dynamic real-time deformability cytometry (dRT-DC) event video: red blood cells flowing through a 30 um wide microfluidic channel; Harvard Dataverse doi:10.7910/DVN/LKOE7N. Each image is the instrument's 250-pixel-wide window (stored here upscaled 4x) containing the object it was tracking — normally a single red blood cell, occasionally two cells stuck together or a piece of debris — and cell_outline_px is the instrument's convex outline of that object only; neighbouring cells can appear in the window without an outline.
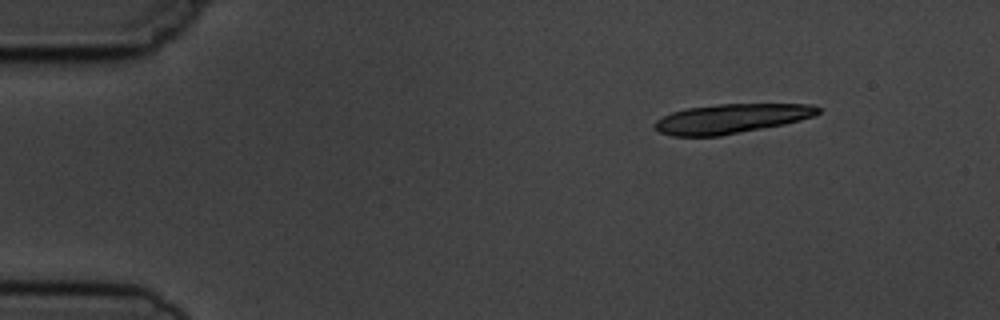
{"species": "common noctule bat (a hibernating species)", "species_latin": "Nyctalus noctula", "temperature_condition": "cold", "stored_images_in_passage": 4, "camera_frame_rate_fps": 3000, "um_per_image_px": 0.085, "animal": {"sex": "male", "body_mass_g": 19.5, "forearm_length_mm": 54.6}, "frame": {"image": 1, "passage_image": 1, "time_ms": 0.0, "image_size_px": [1000, 320], "cell_outline_px": [[820, 112], [816, 116], [784, 124], [720, 136], [672, 136], [660, 132], [652, 128], [652, 124], [656, 120], [672, 112], [684, 108], [720, 104], [812, 104], [820, 108]], "centroid_in_image_um": [62.13, 10.08], "position_along_channel_um": 22.9, "area_um2": 28.15}}